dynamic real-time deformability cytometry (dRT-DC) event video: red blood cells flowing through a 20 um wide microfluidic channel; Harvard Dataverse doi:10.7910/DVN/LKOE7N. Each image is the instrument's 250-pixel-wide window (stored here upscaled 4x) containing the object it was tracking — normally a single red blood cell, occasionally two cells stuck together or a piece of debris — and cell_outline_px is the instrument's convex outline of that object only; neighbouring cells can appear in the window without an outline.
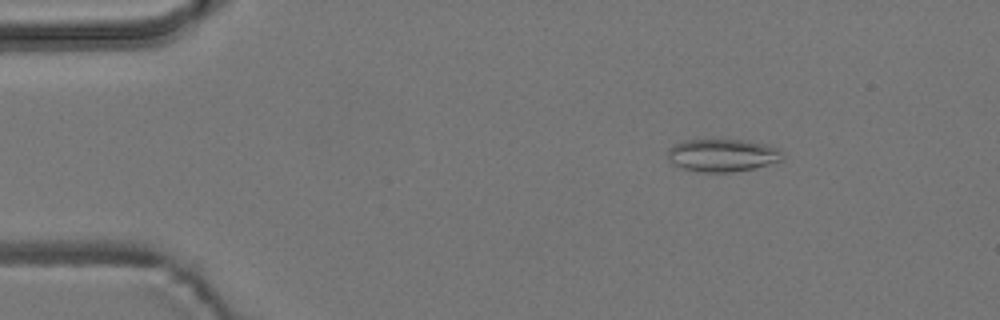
{"species": "common noctule bat (a hibernating species)", "species_latin": "Nyctalus noctula", "temperature_condition": "room temperature", "stored_images_in_passage": 55, "camera_frame_rate_fps": 3000, "um_per_image_px": 0.085, "animal": {"sex": "male", "body_mass_g": 19.2, "forearm_length_mm": 51.8}, "frame": {"image": 1, "passage_image": 8, "time_ms": 2.333, "image_size_px": [1000, 320], "cell_outline_px": [[784, 160], [752, 168], [732, 172], [704, 172], [684, 168], [672, 164], [668, 160], [668, 148], [672, 144], [684, 140], [740, 140], [768, 144], [780, 148]], "centroid_in_image_um": [61.4, 13.19], "position_along_channel_um": 23.6, "area_um2": 21.91}}
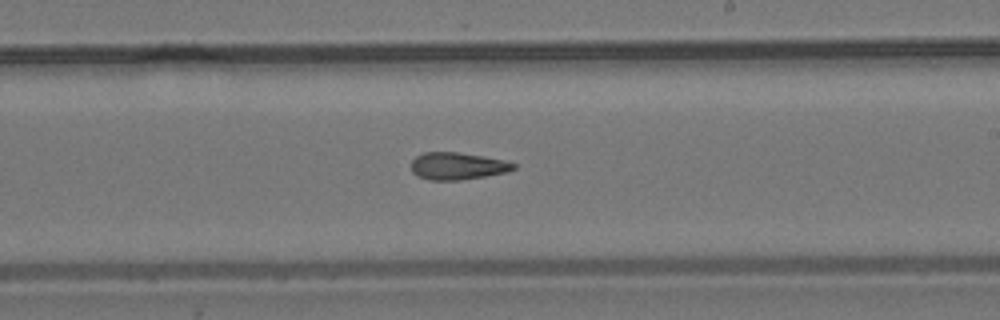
{"frame": {"image": 2, "passage_image": 32, "time_ms": 10.333, "image_size_px": [1000, 320], "cell_outline_px": [[516, 168], [508, 172], [460, 180], [428, 180], [416, 176], [412, 172], [412, 160], [416, 156], [424, 152], [456, 152], [484, 156], [504, 160], [516, 164]], "centroid_in_image_um": [38.88, 14.11], "position_along_channel_um": 250.1, "area_um2": 16.3}}
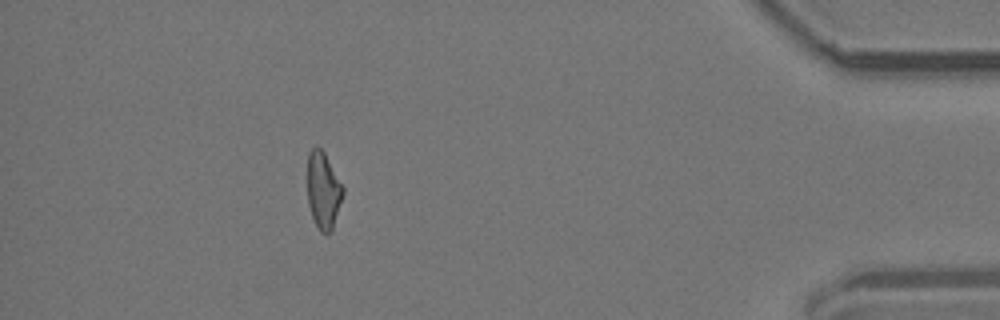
{"frame": {"image": 3, "passage_image": 49, "time_ms": 16.0, "image_size_px": [1000, 320], "cell_outline_px": [[344, 192], [332, 232], [320, 232], [312, 216], [308, 204], [308, 152], [316, 144], [324, 152], [344, 188]], "centroid_in_image_um": [27.48, 16.17], "position_along_channel_um": 407.7, "area_um2": 15.84}, "authors_computed_cell_mechanics": {"area_um2": 16.9932, "velocity_mm_per_s": 3.7697, "shape_relaxation_time_tau1_ms": null, "shape_relaxation_time_tau2_ms": 5.7417, "deformation_change_tau1": null, "deformation_change_tau2": 0.1645}}